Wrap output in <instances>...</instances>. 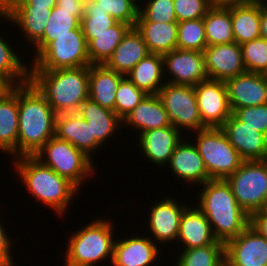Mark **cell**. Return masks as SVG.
Returning a JSON list of instances; mask_svg holds the SVG:
<instances>
[{
	"label": "cell",
	"instance_id": "cell-31",
	"mask_svg": "<svg viewBox=\"0 0 267 266\" xmlns=\"http://www.w3.org/2000/svg\"><path fill=\"white\" fill-rule=\"evenodd\" d=\"M135 28L142 35L149 53L163 55L177 48L178 22L136 21Z\"/></svg>",
	"mask_w": 267,
	"mask_h": 266
},
{
	"label": "cell",
	"instance_id": "cell-12",
	"mask_svg": "<svg viewBox=\"0 0 267 266\" xmlns=\"http://www.w3.org/2000/svg\"><path fill=\"white\" fill-rule=\"evenodd\" d=\"M204 127H222L232 114L225 81L207 79L194 86Z\"/></svg>",
	"mask_w": 267,
	"mask_h": 266
},
{
	"label": "cell",
	"instance_id": "cell-17",
	"mask_svg": "<svg viewBox=\"0 0 267 266\" xmlns=\"http://www.w3.org/2000/svg\"><path fill=\"white\" fill-rule=\"evenodd\" d=\"M202 53L208 79L226 81L246 72L241 46L236 42L207 46Z\"/></svg>",
	"mask_w": 267,
	"mask_h": 266
},
{
	"label": "cell",
	"instance_id": "cell-30",
	"mask_svg": "<svg viewBox=\"0 0 267 266\" xmlns=\"http://www.w3.org/2000/svg\"><path fill=\"white\" fill-rule=\"evenodd\" d=\"M231 20L239 45L260 38L261 1L231 4Z\"/></svg>",
	"mask_w": 267,
	"mask_h": 266
},
{
	"label": "cell",
	"instance_id": "cell-14",
	"mask_svg": "<svg viewBox=\"0 0 267 266\" xmlns=\"http://www.w3.org/2000/svg\"><path fill=\"white\" fill-rule=\"evenodd\" d=\"M117 236L110 266H156L163 251L149 235ZM125 237V238H124ZM120 238V239H119ZM162 251V252H160ZM157 260V262H156Z\"/></svg>",
	"mask_w": 267,
	"mask_h": 266
},
{
	"label": "cell",
	"instance_id": "cell-32",
	"mask_svg": "<svg viewBox=\"0 0 267 266\" xmlns=\"http://www.w3.org/2000/svg\"><path fill=\"white\" fill-rule=\"evenodd\" d=\"M131 28L129 24L117 22L102 34H83L88 44L91 65L105 64Z\"/></svg>",
	"mask_w": 267,
	"mask_h": 266
},
{
	"label": "cell",
	"instance_id": "cell-24",
	"mask_svg": "<svg viewBox=\"0 0 267 266\" xmlns=\"http://www.w3.org/2000/svg\"><path fill=\"white\" fill-rule=\"evenodd\" d=\"M122 127L132 128L137 134L171 125L163 102L158 95H147L122 119ZM128 125V126H127Z\"/></svg>",
	"mask_w": 267,
	"mask_h": 266
},
{
	"label": "cell",
	"instance_id": "cell-7",
	"mask_svg": "<svg viewBox=\"0 0 267 266\" xmlns=\"http://www.w3.org/2000/svg\"><path fill=\"white\" fill-rule=\"evenodd\" d=\"M196 133V134H195ZM210 179H226L243 163L221 127H205L191 133Z\"/></svg>",
	"mask_w": 267,
	"mask_h": 266
},
{
	"label": "cell",
	"instance_id": "cell-47",
	"mask_svg": "<svg viewBox=\"0 0 267 266\" xmlns=\"http://www.w3.org/2000/svg\"><path fill=\"white\" fill-rule=\"evenodd\" d=\"M57 0H0V6H35L53 9Z\"/></svg>",
	"mask_w": 267,
	"mask_h": 266
},
{
	"label": "cell",
	"instance_id": "cell-52",
	"mask_svg": "<svg viewBox=\"0 0 267 266\" xmlns=\"http://www.w3.org/2000/svg\"><path fill=\"white\" fill-rule=\"evenodd\" d=\"M0 266H13L4 256L0 255Z\"/></svg>",
	"mask_w": 267,
	"mask_h": 266
},
{
	"label": "cell",
	"instance_id": "cell-2",
	"mask_svg": "<svg viewBox=\"0 0 267 266\" xmlns=\"http://www.w3.org/2000/svg\"><path fill=\"white\" fill-rule=\"evenodd\" d=\"M201 187L195 206L208 219L215 238L226 244L250 225V216L237 203L226 180L211 179Z\"/></svg>",
	"mask_w": 267,
	"mask_h": 266
},
{
	"label": "cell",
	"instance_id": "cell-37",
	"mask_svg": "<svg viewBox=\"0 0 267 266\" xmlns=\"http://www.w3.org/2000/svg\"><path fill=\"white\" fill-rule=\"evenodd\" d=\"M207 47L203 18L178 23L177 48L203 52Z\"/></svg>",
	"mask_w": 267,
	"mask_h": 266
},
{
	"label": "cell",
	"instance_id": "cell-23",
	"mask_svg": "<svg viewBox=\"0 0 267 266\" xmlns=\"http://www.w3.org/2000/svg\"><path fill=\"white\" fill-rule=\"evenodd\" d=\"M55 136L60 140L68 141L92 160L99 148L106 146H102L92 136L90 125L77 112L61 113L56 116Z\"/></svg>",
	"mask_w": 267,
	"mask_h": 266
},
{
	"label": "cell",
	"instance_id": "cell-15",
	"mask_svg": "<svg viewBox=\"0 0 267 266\" xmlns=\"http://www.w3.org/2000/svg\"><path fill=\"white\" fill-rule=\"evenodd\" d=\"M228 266H267V239L250 225L225 244Z\"/></svg>",
	"mask_w": 267,
	"mask_h": 266
},
{
	"label": "cell",
	"instance_id": "cell-36",
	"mask_svg": "<svg viewBox=\"0 0 267 266\" xmlns=\"http://www.w3.org/2000/svg\"><path fill=\"white\" fill-rule=\"evenodd\" d=\"M182 250L173 266H222L225 261V245H207Z\"/></svg>",
	"mask_w": 267,
	"mask_h": 266
},
{
	"label": "cell",
	"instance_id": "cell-48",
	"mask_svg": "<svg viewBox=\"0 0 267 266\" xmlns=\"http://www.w3.org/2000/svg\"><path fill=\"white\" fill-rule=\"evenodd\" d=\"M56 6L66 12H84L85 0H57Z\"/></svg>",
	"mask_w": 267,
	"mask_h": 266
},
{
	"label": "cell",
	"instance_id": "cell-6",
	"mask_svg": "<svg viewBox=\"0 0 267 266\" xmlns=\"http://www.w3.org/2000/svg\"><path fill=\"white\" fill-rule=\"evenodd\" d=\"M33 156L60 176L67 178L78 189L96 173V162L68 141L60 140L56 136L47 141Z\"/></svg>",
	"mask_w": 267,
	"mask_h": 266
},
{
	"label": "cell",
	"instance_id": "cell-13",
	"mask_svg": "<svg viewBox=\"0 0 267 266\" xmlns=\"http://www.w3.org/2000/svg\"><path fill=\"white\" fill-rule=\"evenodd\" d=\"M162 56L164 76H167L165 82L196 86L199 82L208 79L202 52L176 48Z\"/></svg>",
	"mask_w": 267,
	"mask_h": 266
},
{
	"label": "cell",
	"instance_id": "cell-33",
	"mask_svg": "<svg viewBox=\"0 0 267 266\" xmlns=\"http://www.w3.org/2000/svg\"><path fill=\"white\" fill-rule=\"evenodd\" d=\"M207 46L235 42L231 20V4H214L203 18Z\"/></svg>",
	"mask_w": 267,
	"mask_h": 266
},
{
	"label": "cell",
	"instance_id": "cell-5",
	"mask_svg": "<svg viewBox=\"0 0 267 266\" xmlns=\"http://www.w3.org/2000/svg\"><path fill=\"white\" fill-rule=\"evenodd\" d=\"M113 219L90 220L88 224L74 230L65 244L64 265L66 266H98L100 263L110 265L113 259L115 236ZM109 259V261H108ZM104 261V262H103Z\"/></svg>",
	"mask_w": 267,
	"mask_h": 266
},
{
	"label": "cell",
	"instance_id": "cell-38",
	"mask_svg": "<svg viewBox=\"0 0 267 266\" xmlns=\"http://www.w3.org/2000/svg\"><path fill=\"white\" fill-rule=\"evenodd\" d=\"M117 22L108 11L95 8L94 0H85L84 15L80 22L83 34H102Z\"/></svg>",
	"mask_w": 267,
	"mask_h": 266
},
{
	"label": "cell",
	"instance_id": "cell-45",
	"mask_svg": "<svg viewBox=\"0 0 267 266\" xmlns=\"http://www.w3.org/2000/svg\"><path fill=\"white\" fill-rule=\"evenodd\" d=\"M2 219L0 215V220ZM3 219L0 221V255L4 256L13 266H16V263L13 257V244H15L12 238L7 233L8 231L5 229V223H3ZM13 243V244H12ZM12 252V254H11ZM12 255V256H11Z\"/></svg>",
	"mask_w": 267,
	"mask_h": 266
},
{
	"label": "cell",
	"instance_id": "cell-40",
	"mask_svg": "<svg viewBox=\"0 0 267 266\" xmlns=\"http://www.w3.org/2000/svg\"><path fill=\"white\" fill-rule=\"evenodd\" d=\"M95 8L108 11L109 15L118 22L129 24L135 27L139 16L140 0H94Z\"/></svg>",
	"mask_w": 267,
	"mask_h": 266
},
{
	"label": "cell",
	"instance_id": "cell-3",
	"mask_svg": "<svg viewBox=\"0 0 267 266\" xmlns=\"http://www.w3.org/2000/svg\"><path fill=\"white\" fill-rule=\"evenodd\" d=\"M18 109L16 157L33 156L55 136L57 114L30 82L18 85Z\"/></svg>",
	"mask_w": 267,
	"mask_h": 266
},
{
	"label": "cell",
	"instance_id": "cell-29",
	"mask_svg": "<svg viewBox=\"0 0 267 266\" xmlns=\"http://www.w3.org/2000/svg\"><path fill=\"white\" fill-rule=\"evenodd\" d=\"M138 89L148 95H157L166 83L161 54L149 53L125 75Z\"/></svg>",
	"mask_w": 267,
	"mask_h": 266
},
{
	"label": "cell",
	"instance_id": "cell-10",
	"mask_svg": "<svg viewBox=\"0 0 267 266\" xmlns=\"http://www.w3.org/2000/svg\"><path fill=\"white\" fill-rule=\"evenodd\" d=\"M157 95L171 125L183 132V136L185 130L186 134H191L205 128L199 115L194 86L166 82Z\"/></svg>",
	"mask_w": 267,
	"mask_h": 266
},
{
	"label": "cell",
	"instance_id": "cell-8",
	"mask_svg": "<svg viewBox=\"0 0 267 266\" xmlns=\"http://www.w3.org/2000/svg\"><path fill=\"white\" fill-rule=\"evenodd\" d=\"M30 68L35 70H56L90 66L88 44L82 29H74L70 34L55 37L35 56L30 57Z\"/></svg>",
	"mask_w": 267,
	"mask_h": 266
},
{
	"label": "cell",
	"instance_id": "cell-4",
	"mask_svg": "<svg viewBox=\"0 0 267 266\" xmlns=\"http://www.w3.org/2000/svg\"><path fill=\"white\" fill-rule=\"evenodd\" d=\"M29 82L57 115L77 112L89 99V66L56 70L30 68Z\"/></svg>",
	"mask_w": 267,
	"mask_h": 266
},
{
	"label": "cell",
	"instance_id": "cell-35",
	"mask_svg": "<svg viewBox=\"0 0 267 266\" xmlns=\"http://www.w3.org/2000/svg\"><path fill=\"white\" fill-rule=\"evenodd\" d=\"M0 36V73L6 75L16 86L29 82L30 65L25 61L24 56H20L19 51L14 50L11 41ZM23 58V59H22Z\"/></svg>",
	"mask_w": 267,
	"mask_h": 266
},
{
	"label": "cell",
	"instance_id": "cell-16",
	"mask_svg": "<svg viewBox=\"0 0 267 266\" xmlns=\"http://www.w3.org/2000/svg\"><path fill=\"white\" fill-rule=\"evenodd\" d=\"M186 137L189 136H185L176 146L166 168H170L168 171H171V176L174 175L175 179L177 178V182L181 180L180 184L182 181L189 182L188 184L199 186L200 189L202 184L211 179L201 155L198 153L194 142H192L193 137L190 136L191 139Z\"/></svg>",
	"mask_w": 267,
	"mask_h": 266
},
{
	"label": "cell",
	"instance_id": "cell-22",
	"mask_svg": "<svg viewBox=\"0 0 267 266\" xmlns=\"http://www.w3.org/2000/svg\"><path fill=\"white\" fill-rule=\"evenodd\" d=\"M193 202L184 210L180 219L176 244L180 249L199 248L207 245H225L218 241L206 216ZM183 244V245H182Z\"/></svg>",
	"mask_w": 267,
	"mask_h": 266
},
{
	"label": "cell",
	"instance_id": "cell-50",
	"mask_svg": "<svg viewBox=\"0 0 267 266\" xmlns=\"http://www.w3.org/2000/svg\"><path fill=\"white\" fill-rule=\"evenodd\" d=\"M260 34L267 40V2H261Z\"/></svg>",
	"mask_w": 267,
	"mask_h": 266
},
{
	"label": "cell",
	"instance_id": "cell-26",
	"mask_svg": "<svg viewBox=\"0 0 267 266\" xmlns=\"http://www.w3.org/2000/svg\"><path fill=\"white\" fill-rule=\"evenodd\" d=\"M149 54L142 35L135 27L131 28L115 48L112 56L104 64L108 69L124 76Z\"/></svg>",
	"mask_w": 267,
	"mask_h": 266
},
{
	"label": "cell",
	"instance_id": "cell-19",
	"mask_svg": "<svg viewBox=\"0 0 267 266\" xmlns=\"http://www.w3.org/2000/svg\"><path fill=\"white\" fill-rule=\"evenodd\" d=\"M51 11L48 7L0 6V19L18 27L22 36L25 35L26 44L33 47L45 32Z\"/></svg>",
	"mask_w": 267,
	"mask_h": 266
},
{
	"label": "cell",
	"instance_id": "cell-21",
	"mask_svg": "<svg viewBox=\"0 0 267 266\" xmlns=\"http://www.w3.org/2000/svg\"><path fill=\"white\" fill-rule=\"evenodd\" d=\"M221 128L244 160L267 159V135L238 120L233 114Z\"/></svg>",
	"mask_w": 267,
	"mask_h": 266
},
{
	"label": "cell",
	"instance_id": "cell-34",
	"mask_svg": "<svg viewBox=\"0 0 267 266\" xmlns=\"http://www.w3.org/2000/svg\"><path fill=\"white\" fill-rule=\"evenodd\" d=\"M84 12H66L55 6L45 27L42 38L32 47V53L35 56L48 42L55 37L70 34L71 30L82 29L80 22Z\"/></svg>",
	"mask_w": 267,
	"mask_h": 266
},
{
	"label": "cell",
	"instance_id": "cell-51",
	"mask_svg": "<svg viewBox=\"0 0 267 266\" xmlns=\"http://www.w3.org/2000/svg\"><path fill=\"white\" fill-rule=\"evenodd\" d=\"M216 5H229V4H240V3H252L257 0H213Z\"/></svg>",
	"mask_w": 267,
	"mask_h": 266
},
{
	"label": "cell",
	"instance_id": "cell-1",
	"mask_svg": "<svg viewBox=\"0 0 267 266\" xmlns=\"http://www.w3.org/2000/svg\"><path fill=\"white\" fill-rule=\"evenodd\" d=\"M17 179L22 182L31 197L41 202L56 215L67 214L79 189L67 178L60 176L50 167L42 164L34 156H20L12 159ZM73 202V203H71Z\"/></svg>",
	"mask_w": 267,
	"mask_h": 266
},
{
	"label": "cell",
	"instance_id": "cell-18",
	"mask_svg": "<svg viewBox=\"0 0 267 266\" xmlns=\"http://www.w3.org/2000/svg\"><path fill=\"white\" fill-rule=\"evenodd\" d=\"M182 135L173 125L144 131L137 137V147L142 156L150 161L149 164L162 169L167 166L176 146L184 138Z\"/></svg>",
	"mask_w": 267,
	"mask_h": 266
},
{
	"label": "cell",
	"instance_id": "cell-43",
	"mask_svg": "<svg viewBox=\"0 0 267 266\" xmlns=\"http://www.w3.org/2000/svg\"><path fill=\"white\" fill-rule=\"evenodd\" d=\"M177 22L204 18L214 5L213 0H173Z\"/></svg>",
	"mask_w": 267,
	"mask_h": 266
},
{
	"label": "cell",
	"instance_id": "cell-39",
	"mask_svg": "<svg viewBox=\"0 0 267 266\" xmlns=\"http://www.w3.org/2000/svg\"><path fill=\"white\" fill-rule=\"evenodd\" d=\"M126 76L120 81L115 93L114 112L122 120L146 97Z\"/></svg>",
	"mask_w": 267,
	"mask_h": 266
},
{
	"label": "cell",
	"instance_id": "cell-49",
	"mask_svg": "<svg viewBox=\"0 0 267 266\" xmlns=\"http://www.w3.org/2000/svg\"><path fill=\"white\" fill-rule=\"evenodd\" d=\"M16 85L4 74L0 73V98L9 94Z\"/></svg>",
	"mask_w": 267,
	"mask_h": 266
},
{
	"label": "cell",
	"instance_id": "cell-44",
	"mask_svg": "<svg viewBox=\"0 0 267 266\" xmlns=\"http://www.w3.org/2000/svg\"><path fill=\"white\" fill-rule=\"evenodd\" d=\"M232 114L238 120L267 135V103L258 106L236 108L232 111Z\"/></svg>",
	"mask_w": 267,
	"mask_h": 266
},
{
	"label": "cell",
	"instance_id": "cell-46",
	"mask_svg": "<svg viewBox=\"0 0 267 266\" xmlns=\"http://www.w3.org/2000/svg\"><path fill=\"white\" fill-rule=\"evenodd\" d=\"M250 226L267 239V208L254 212L250 216Z\"/></svg>",
	"mask_w": 267,
	"mask_h": 266
},
{
	"label": "cell",
	"instance_id": "cell-25",
	"mask_svg": "<svg viewBox=\"0 0 267 266\" xmlns=\"http://www.w3.org/2000/svg\"><path fill=\"white\" fill-rule=\"evenodd\" d=\"M77 113L87 121L92 130V136H94L102 146L107 143V141L113 140L115 133L121 131L123 124L117 114L114 111L103 108L90 99L85 100L80 105Z\"/></svg>",
	"mask_w": 267,
	"mask_h": 266
},
{
	"label": "cell",
	"instance_id": "cell-42",
	"mask_svg": "<svg viewBox=\"0 0 267 266\" xmlns=\"http://www.w3.org/2000/svg\"><path fill=\"white\" fill-rule=\"evenodd\" d=\"M143 1L139 4V16L137 21H153L159 23L177 22L173 0Z\"/></svg>",
	"mask_w": 267,
	"mask_h": 266
},
{
	"label": "cell",
	"instance_id": "cell-27",
	"mask_svg": "<svg viewBox=\"0 0 267 266\" xmlns=\"http://www.w3.org/2000/svg\"><path fill=\"white\" fill-rule=\"evenodd\" d=\"M125 76L103 65L89 66V99L114 111L115 93Z\"/></svg>",
	"mask_w": 267,
	"mask_h": 266
},
{
	"label": "cell",
	"instance_id": "cell-9",
	"mask_svg": "<svg viewBox=\"0 0 267 266\" xmlns=\"http://www.w3.org/2000/svg\"><path fill=\"white\" fill-rule=\"evenodd\" d=\"M225 180L237 203L249 216L267 208V159L244 160Z\"/></svg>",
	"mask_w": 267,
	"mask_h": 266
},
{
	"label": "cell",
	"instance_id": "cell-20",
	"mask_svg": "<svg viewBox=\"0 0 267 266\" xmlns=\"http://www.w3.org/2000/svg\"><path fill=\"white\" fill-rule=\"evenodd\" d=\"M228 100L233 111L236 108L258 106L267 103V75L244 72L225 81Z\"/></svg>",
	"mask_w": 267,
	"mask_h": 266
},
{
	"label": "cell",
	"instance_id": "cell-11",
	"mask_svg": "<svg viewBox=\"0 0 267 266\" xmlns=\"http://www.w3.org/2000/svg\"><path fill=\"white\" fill-rule=\"evenodd\" d=\"M188 203L185 201V204L184 202L181 204L179 199L175 200L174 196L166 197L164 195L161 200L156 199L155 203L153 201L150 204L151 207H148L150 212L147 213L148 221L145 219L146 223L145 221L143 223L147 225L145 229H148L149 237L151 239L153 237L152 240L157 245L160 244V247L163 245V248H165V245L174 242V246H176L180 219L184 210L191 204L189 201ZM150 234L152 235L150 236Z\"/></svg>",
	"mask_w": 267,
	"mask_h": 266
},
{
	"label": "cell",
	"instance_id": "cell-53",
	"mask_svg": "<svg viewBox=\"0 0 267 266\" xmlns=\"http://www.w3.org/2000/svg\"><path fill=\"white\" fill-rule=\"evenodd\" d=\"M257 1H261V2H267V0H257Z\"/></svg>",
	"mask_w": 267,
	"mask_h": 266
},
{
	"label": "cell",
	"instance_id": "cell-41",
	"mask_svg": "<svg viewBox=\"0 0 267 266\" xmlns=\"http://www.w3.org/2000/svg\"><path fill=\"white\" fill-rule=\"evenodd\" d=\"M240 46L246 71L267 75V40L260 37Z\"/></svg>",
	"mask_w": 267,
	"mask_h": 266
},
{
	"label": "cell",
	"instance_id": "cell-28",
	"mask_svg": "<svg viewBox=\"0 0 267 266\" xmlns=\"http://www.w3.org/2000/svg\"><path fill=\"white\" fill-rule=\"evenodd\" d=\"M18 86L0 98V152L16 158L18 146Z\"/></svg>",
	"mask_w": 267,
	"mask_h": 266
}]
</instances>
